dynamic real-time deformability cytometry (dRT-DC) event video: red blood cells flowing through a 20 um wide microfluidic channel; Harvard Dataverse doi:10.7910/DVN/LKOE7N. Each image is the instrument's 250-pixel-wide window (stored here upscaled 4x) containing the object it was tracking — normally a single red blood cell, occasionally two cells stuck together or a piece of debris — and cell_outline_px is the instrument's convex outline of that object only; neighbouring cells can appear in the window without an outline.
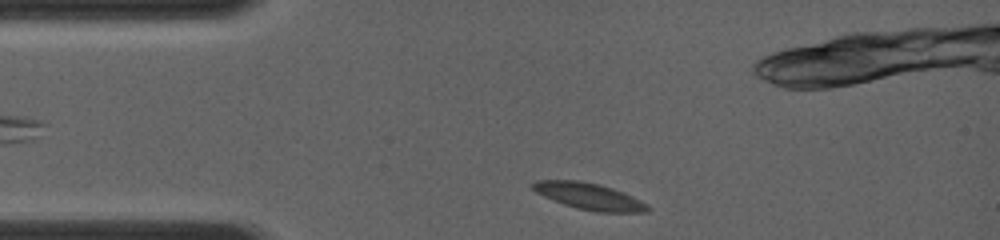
{"species": "common noctule bat (a hibernating species)", "species_latin": "Nyctalus noctula", "temperature_condition": "room temperature", "stored_images_in_passage": 12, "camera_frame_rate_fps": 4000, "um_per_image_px": 0.085, "animal": {"sex": "female", "body_mass_g": 19.0, "forearm_length_mm": 56.7}, "frame": {"image": 1, "passage_image": 2, "time_ms": 0.25, "image_size_px": [1000, 240], "cell_outline_px": [[652, 208], [648, 212], [596, 212], [576, 208], [564, 204], [544, 196], [536, 192], [528, 184], [536, 180], [576, 180], [600, 184], [624, 192], [648, 204]], "centroid_in_image_um": [50.09, 16.68], "position_along_channel_um": 34.9, "area_um2": 17.92}}
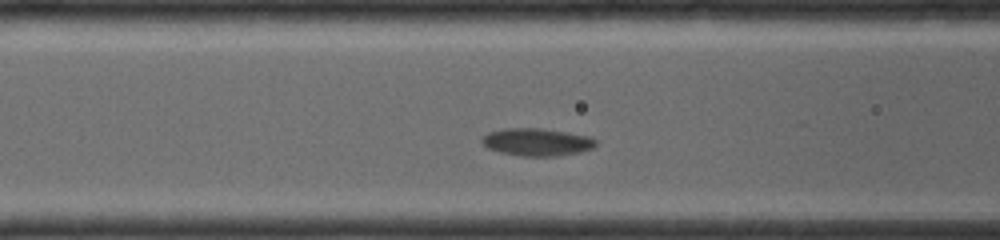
{"frame": {"image": 2, "passage_image": 9, "time_ms": 3.0, "image_size_px": [1000, 240], "cell_outline_px": [[596, 144], [592, 148], [580, 152], [556, 156], [520, 156], [500, 152], [488, 148], [480, 140], [488, 132], [504, 128], [540, 128], [588, 136], [596, 140]], "centroid_in_image_um": [45.61, 12.07], "position_along_channel_um": 121.0, "area_um2": 18.15}}
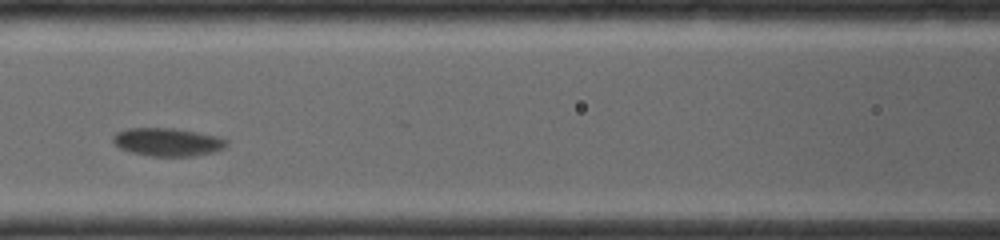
{"frame": {"image": 3, "passage_image": 11, "time_ms": 3.75, "image_size_px": [1000, 240], "cell_outline_px": [[228, 144], [224, 148], [212, 152], [192, 156], [152, 156], [132, 152], [120, 148], [112, 140], [112, 136], [116, 132], [128, 128], [172, 128], [220, 136], [228, 140]], "centroid_in_image_um": [14.26, 12.06], "position_along_channel_um": 152.3, "area_um2": 18.55}}